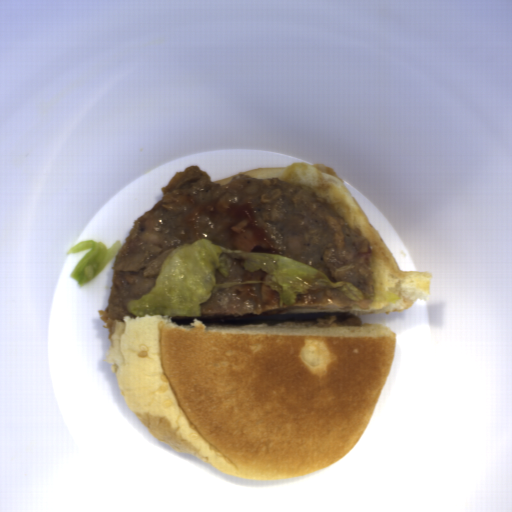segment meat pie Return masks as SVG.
I'll return each mask as SVG.
<instances>
[{"instance_id": "2", "label": "meat pie", "mask_w": 512, "mask_h": 512, "mask_svg": "<svg viewBox=\"0 0 512 512\" xmlns=\"http://www.w3.org/2000/svg\"><path fill=\"white\" fill-rule=\"evenodd\" d=\"M207 329H256V328H325V327H363L361 317L355 314H337L314 319L261 321L251 323H225L205 325Z\"/></svg>"}, {"instance_id": "1", "label": "meat pie", "mask_w": 512, "mask_h": 512, "mask_svg": "<svg viewBox=\"0 0 512 512\" xmlns=\"http://www.w3.org/2000/svg\"><path fill=\"white\" fill-rule=\"evenodd\" d=\"M160 190L162 198L133 220L116 252L104 311L108 318H136L127 304L154 289L173 250L198 239L221 247L218 261L228 274L214 270L212 293L196 317H266L287 309L349 312L353 306L370 309L375 301L374 256L367 236L352 227L344 207L309 186L247 174L215 183L197 164H190ZM240 252L288 256L332 282L352 283L365 295L364 301H352L335 287H318L280 309L278 292L265 285L272 274L263 269L249 272L244 258H238Z\"/></svg>"}]
</instances>
